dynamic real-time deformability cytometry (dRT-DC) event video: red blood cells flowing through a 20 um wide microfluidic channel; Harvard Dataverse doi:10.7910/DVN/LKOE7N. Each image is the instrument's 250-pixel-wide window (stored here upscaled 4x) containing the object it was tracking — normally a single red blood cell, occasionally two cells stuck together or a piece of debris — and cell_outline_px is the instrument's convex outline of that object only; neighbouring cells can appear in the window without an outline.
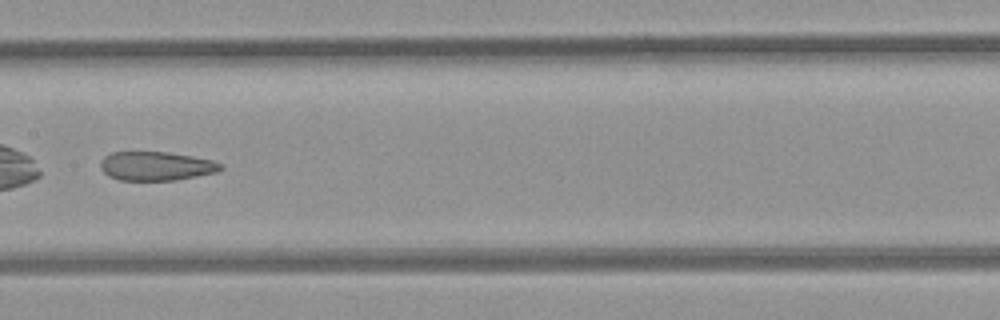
{"species": "common noctule bat (a hibernating species)", "species_latin": "Nyctalus noctula", "temperature_condition": "room temperature", "stored_images_in_passage": 38, "camera_frame_rate_fps": 3000, "um_per_image_px": 0.085, "animal": {"sex": "female", "body_mass_g": 21.9}, "frame": {"image": 1, "passage_image": 12, "time_ms": 3.667, "image_size_px": [1000, 320], "cell_outline_px": [[224, 168], [216, 172], [176, 180], [120, 180], [108, 176], [100, 168], [100, 160], [104, 156], [112, 152], [168, 152], [192, 156], [212, 160], [224, 164]], "centroid_in_image_um": [13.27, 14.11], "position_along_channel_um": 194.1, "area_um2": 20.35}}
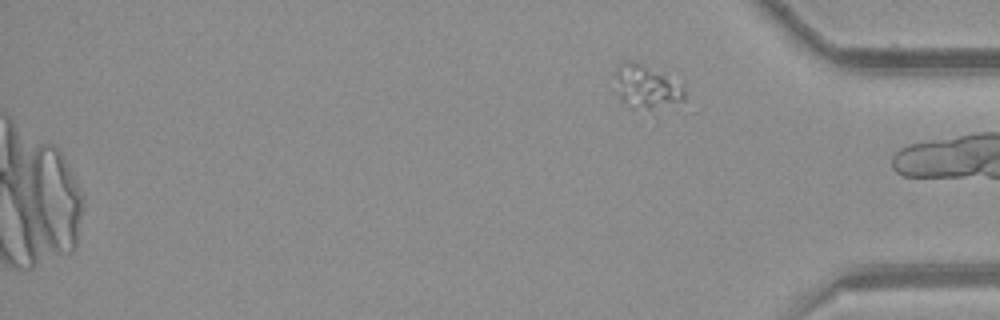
{"frame": {"image": 2, "passage_image": 38, "time_ms": 12.333, "image_size_px": [1000, 320], "cell_outline_px": [[684, 100], [652, 108], [628, 108], [620, 100], [612, 72], [624, 60], [636, 60], [684, 80]], "centroid_in_image_um": [54.95, 7.28], "position_along_channel_um": 380.3, "area_um2": 18.55}, "authors_computed_cell_mechanics": {"area_um2": 22.4842, "velocity_mm_per_s": 3.9523, "shape_relaxation_time_tau1_ms": null, "shape_relaxation_time_tau2_ms": 2.2377, "deformation_change_tau1": null, "deformation_change_tau2": 0.1068}}